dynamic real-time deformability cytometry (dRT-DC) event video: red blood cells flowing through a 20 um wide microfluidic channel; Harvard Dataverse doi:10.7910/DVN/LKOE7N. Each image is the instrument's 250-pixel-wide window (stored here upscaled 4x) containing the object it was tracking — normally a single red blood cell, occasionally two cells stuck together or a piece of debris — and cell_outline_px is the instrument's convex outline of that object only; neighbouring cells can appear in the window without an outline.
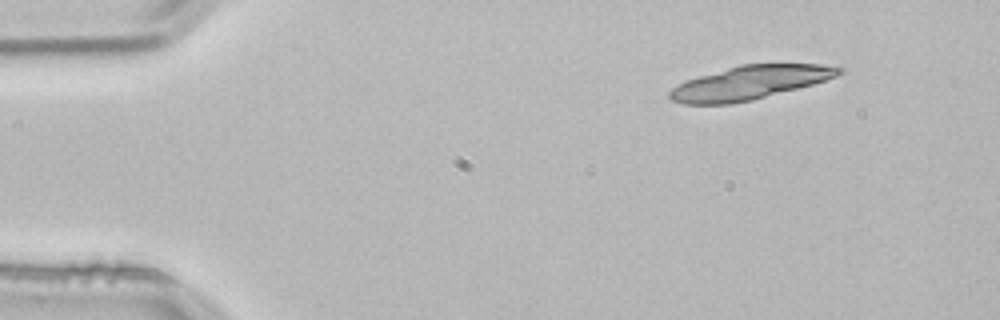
{"species": "common noctule bat (a hibernating species)", "species_latin": "Nyctalus noctula", "temperature_condition": "room temperature", "stored_images_in_passage": 3, "camera_frame_rate_fps": 3000, "um_per_image_px": 0.085, "animal": {"sex": "male", "body_mass_g": 21.5, "forearm_length_mm": 52.0}, "frame": {"image": 1, "passage_image": 1, "time_ms": 0.0, "image_size_px": [1000, 320], "cell_outline_px": [[844, 72], [836, 76], [812, 84], [752, 100], [732, 104], [684, 104], [672, 100], [668, 96], [668, 92], [672, 88], [688, 80], [700, 76], [740, 64], [824, 64], [844, 68]], "centroid_in_image_um": [63.74, 7.03], "position_along_channel_um": 21.3, "area_um2": 32.83}}